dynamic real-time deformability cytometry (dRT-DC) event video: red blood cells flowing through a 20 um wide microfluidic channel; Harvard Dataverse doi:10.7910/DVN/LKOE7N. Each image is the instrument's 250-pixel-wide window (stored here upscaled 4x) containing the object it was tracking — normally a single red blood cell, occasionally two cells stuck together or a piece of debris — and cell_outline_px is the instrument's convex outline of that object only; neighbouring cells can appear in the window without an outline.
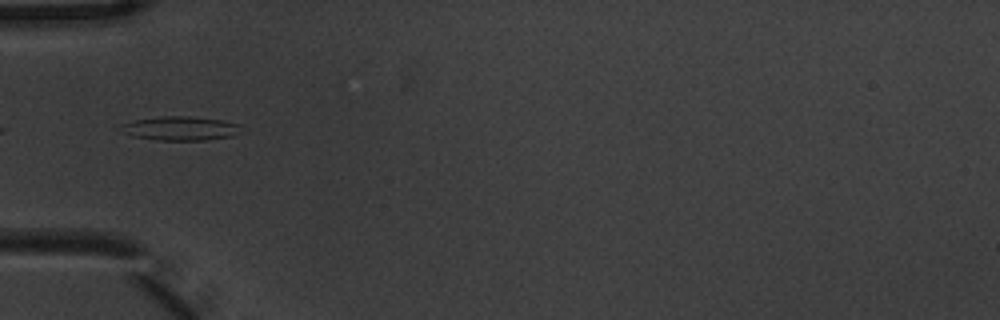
{"species": "common noctule bat (a hibernating species)", "species_latin": "Nyctalus noctula", "temperature_condition": "warm", "stored_images_in_passage": 6, "camera_frame_rate_fps": 3000, "um_per_image_px": 0.085, "animal": {"sex": "male", "body_mass_g": 20.1, "forearm_length_mm": 53.5}, "frame": {"image": 1, "passage_image": 6, "time_ms": 1.667, "image_size_px": [1000, 320], "cell_outline_px": [[240, 124], [236, 132], [232, 136], [204, 140], [156, 140], [132, 136], [124, 132], [120, 124], [136, 120], [160, 116], [188, 116], [224, 120]], "centroid_in_image_um": [15.31, 10.91], "position_along_channel_um": 69.7, "area_um2": 16.59}}